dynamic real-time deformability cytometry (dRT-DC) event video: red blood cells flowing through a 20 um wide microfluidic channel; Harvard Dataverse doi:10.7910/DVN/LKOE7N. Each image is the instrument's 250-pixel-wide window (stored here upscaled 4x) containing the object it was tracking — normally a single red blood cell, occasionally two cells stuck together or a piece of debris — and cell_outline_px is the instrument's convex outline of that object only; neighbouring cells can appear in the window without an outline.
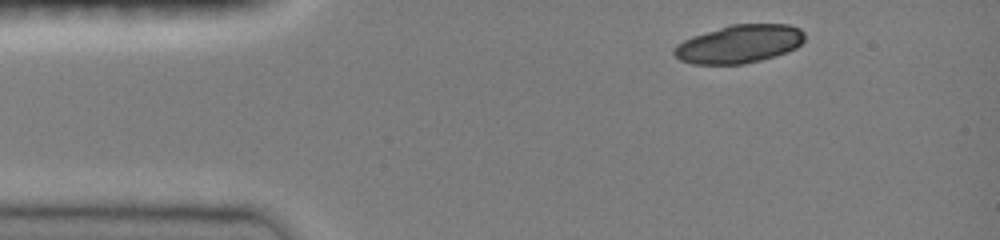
{"species": "common noctule bat (a hibernating species)", "species_latin": "Nyctalus noctula", "temperature_condition": "room temperature", "stored_images_in_passage": 38, "camera_frame_rate_fps": 3000, "um_per_image_px": 0.085, "animal": {"sex": "female", "body_mass_g": 19.0, "forearm_length_mm": 51.5}, "frame": {"image": 1, "passage_image": 1, "time_ms": 0.0, "image_size_px": [1000, 240], "cell_outline_px": [[804, 40], [796, 48], [788, 52], [760, 60], [744, 64], [692, 64], [680, 60], [672, 52], [672, 48], [676, 44], [692, 36], [728, 24], [788, 24], [800, 28], [804, 32]], "centroid_in_image_um": [62.82, 3.73], "position_along_channel_um": 22.2, "area_um2": 29.3}}